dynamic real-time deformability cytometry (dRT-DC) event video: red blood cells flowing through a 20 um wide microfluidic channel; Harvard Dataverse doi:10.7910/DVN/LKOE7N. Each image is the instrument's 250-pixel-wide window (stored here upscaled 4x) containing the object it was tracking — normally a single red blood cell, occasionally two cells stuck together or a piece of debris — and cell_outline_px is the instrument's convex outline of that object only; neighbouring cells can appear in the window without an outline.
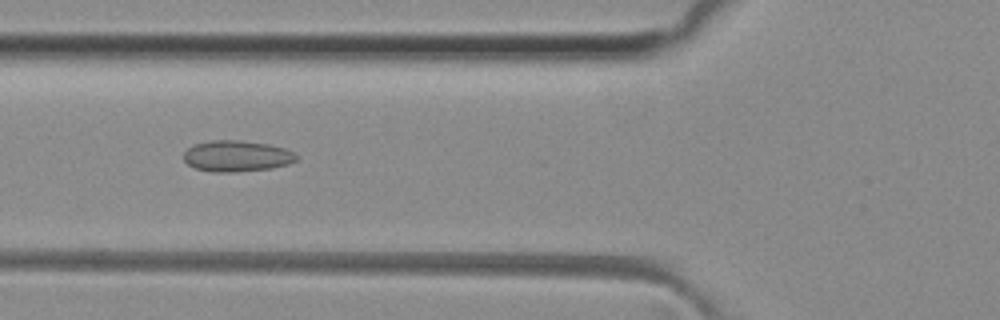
{"species": "common noctule bat (a hibernating species)", "species_latin": "Nyctalus noctula", "temperature_condition": "room temperature", "stored_images_in_passage": 25, "camera_frame_rate_fps": 3000, "um_per_image_px": 0.085, "animal": {"sex": "female", "body_mass_g": 29.2, "forearm_length_mm": 56.3}, "frame": {"image": 1, "passage_image": 17, "time_ms": 5.333, "image_size_px": [1000, 320], "cell_outline_px": [[300, 156], [296, 160], [288, 164], [272, 168], [236, 172], [212, 172], [196, 168], [188, 164], [184, 160], [184, 152], [188, 148], [196, 144], [212, 140], [240, 140], [268, 144], [284, 148]], "centroid_in_image_um": [20.14, 13.27], "position_along_channel_um": 105.7, "area_um2": 20.4}}
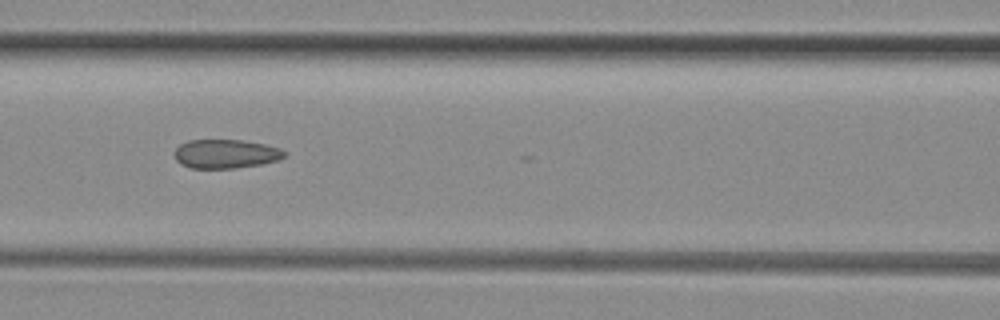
{"frame": {"image": 2, "passage_image": 20, "time_ms": 6.333, "image_size_px": [1000, 320], "cell_outline_px": [[288, 152], [284, 156], [276, 160], [260, 164], [236, 168], [188, 168], [180, 164], [176, 160], [176, 148], [180, 144], [188, 140], [244, 140], [264, 144], [280, 148]], "centroid_in_image_um": [19.18, 13.07], "position_along_channel_um": 147.4, "area_um2": 18.5}}
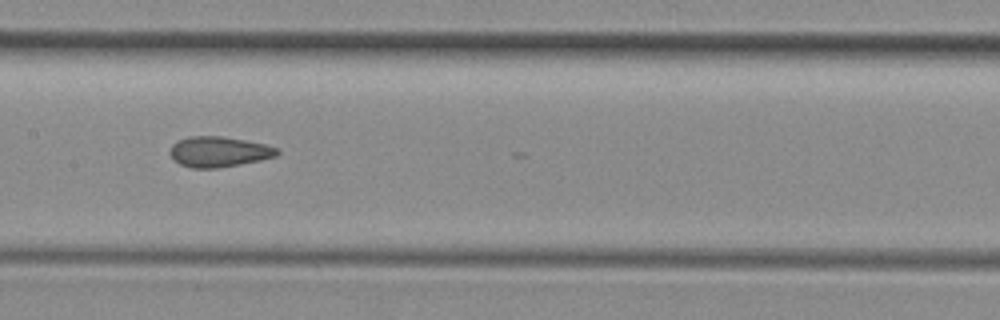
{"frame": {"image": 3, "passage_image": 23, "time_ms": 7.333, "image_size_px": [1000, 320], "cell_outline_px": [[280, 152], [276, 156], [260, 160], [216, 168], [192, 168], [180, 164], [172, 160], [172, 144], [176, 140], [188, 136], [220, 136], [244, 140], [264, 144], [280, 148]], "centroid_in_image_um": [18.6, 12.89], "position_along_channel_um": 188.8, "area_um2": 18.9}}